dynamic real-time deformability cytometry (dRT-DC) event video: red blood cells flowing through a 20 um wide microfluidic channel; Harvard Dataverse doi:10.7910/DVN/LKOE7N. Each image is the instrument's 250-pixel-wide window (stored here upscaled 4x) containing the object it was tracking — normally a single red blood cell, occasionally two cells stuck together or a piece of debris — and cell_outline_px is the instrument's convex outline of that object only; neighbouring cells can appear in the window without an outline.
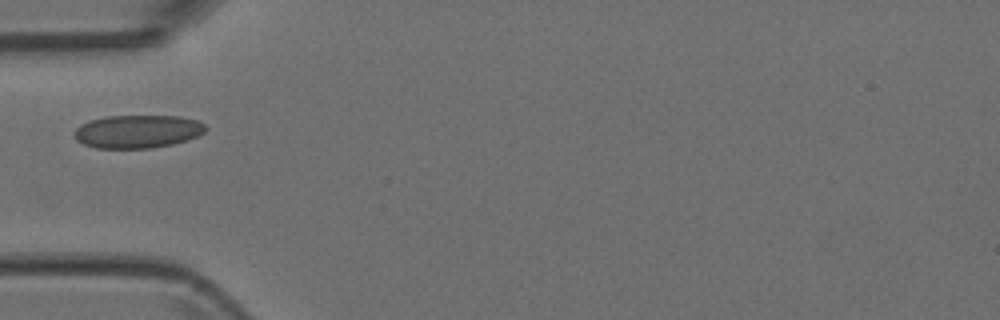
{"species": "Egyptian fruit bat (a non-hibernating species)", "species_latin": "Rousettus aegyptiacus", "temperature_condition": "room temperature", "stored_images_in_passage": 1, "camera_frame_rate_fps": 3000, "um_per_image_px": 0.085, "animal": {"sex": "female"}, "frame": {"image": 1, "passage_image": 1, "time_ms": 0.0, "image_size_px": [1000, 320], "cell_outline_px": [[208, 128], [204, 132], [196, 136], [172, 144], [152, 148], [96, 148], [84, 144], [76, 140], [72, 136], [72, 132], [80, 124], [88, 120], [104, 116], [180, 116], [200, 120]], "centroid_in_image_um": [11.65, 11.16], "position_along_channel_um": 73.4, "area_um2": 25.61}}